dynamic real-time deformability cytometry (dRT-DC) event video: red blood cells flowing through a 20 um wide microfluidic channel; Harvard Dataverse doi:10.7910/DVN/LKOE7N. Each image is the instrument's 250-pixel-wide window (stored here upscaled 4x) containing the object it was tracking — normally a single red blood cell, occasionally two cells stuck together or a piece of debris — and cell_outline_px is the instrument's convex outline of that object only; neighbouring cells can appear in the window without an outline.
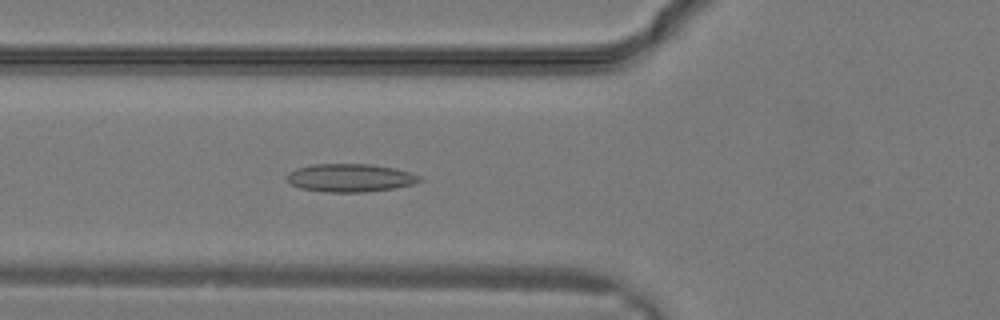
{"species": "common noctule bat (a hibernating species)", "species_latin": "Nyctalus noctula", "temperature_condition": "warm", "stored_images_in_passage": 14, "camera_frame_rate_fps": 3000, "um_per_image_px": 0.085, "animal": {"sex": "male", "body_mass_g": 19.2, "forearm_length_mm": 51.8}, "frame": {"image": 1, "passage_image": 12, "time_ms": 3.667, "image_size_px": [1000, 320], "cell_outline_px": [[424, 180], [412, 184], [396, 188], [364, 192], [328, 192], [300, 188], [292, 184], [284, 176], [288, 172], [296, 168], [312, 164], [368, 164], [396, 168], [420, 176]], "centroid_in_image_um": [29.75, 15.11], "position_along_channel_um": 96.0, "area_um2": 21.79}}
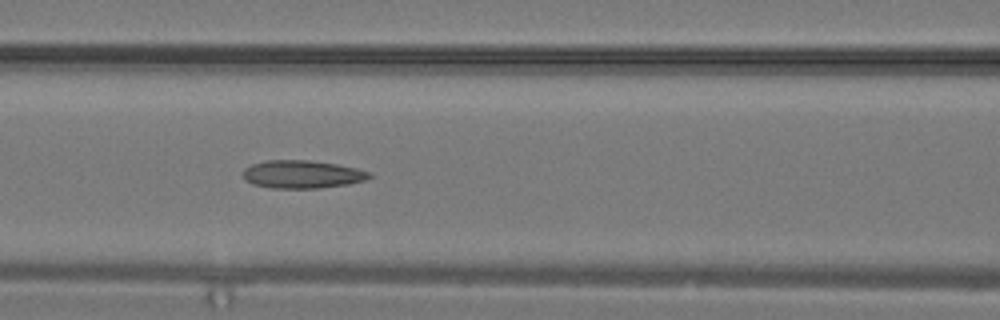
{"frame": {"image": 2, "passage_image": 14, "time_ms": 4.333, "image_size_px": [1000, 320], "cell_outline_px": [[372, 176], [364, 180], [348, 184], [320, 188], [272, 188], [252, 184], [244, 180], [244, 168], [252, 164], [264, 160], [308, 160], [336, 164], [356, 168], [372, 172]], "centroid_in_image_um": [25.67, 14.81], "position_along_channel_um": 140.9, "area_um2": 20.63}}